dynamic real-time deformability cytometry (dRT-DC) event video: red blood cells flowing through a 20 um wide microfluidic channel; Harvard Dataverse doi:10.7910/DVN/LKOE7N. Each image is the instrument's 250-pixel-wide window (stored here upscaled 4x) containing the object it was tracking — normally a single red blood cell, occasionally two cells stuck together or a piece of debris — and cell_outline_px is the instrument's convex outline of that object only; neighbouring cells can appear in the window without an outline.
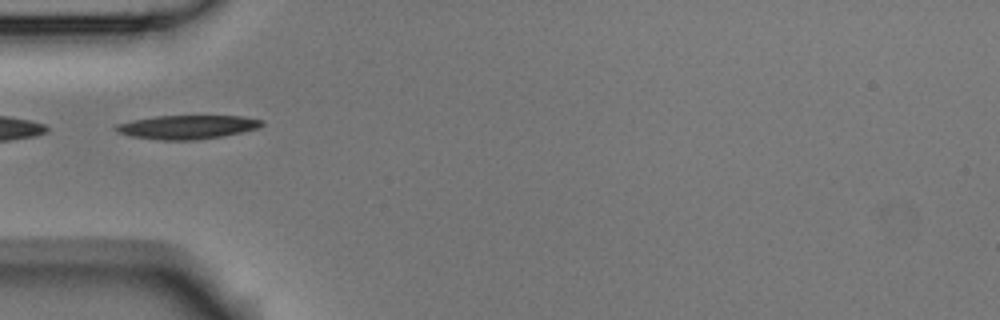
{"species": "Egyptian fruit bat (a non-hibernating species)", "species_latin": "Rousettus aegyptiacus", "temperature_condition": "room temperature", "stored_images_in_passage": 7, "camera_frame_rate_fps": 3000, "um_per_image_px": 0.085, "animal": {"sex": "male"}, "frame": {"image": 1, "passage_image": 5, "time_ms": 1.333, "image_size_px": [1000, 320], "cell_outline_px": [[264, 124], [256, 128], [240, 132], [220, 136], [196, 140], [160, 140], [128, 136], [116, 132], [112, 128], [116, 124], [132, 120], [156, 116], [240, 116], [264, 120]], "centroid_in_image_um": [15.83, 10.8], "position_along_channel_um": 69.2, "area_um2": 20.23}}
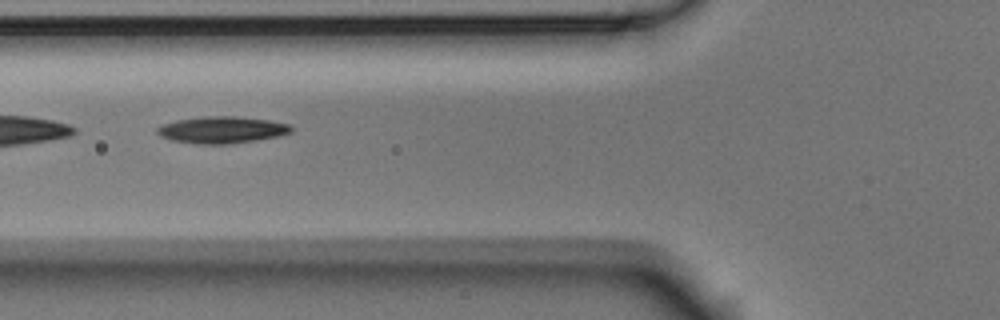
{"frame": {"image": 2, "passage_image": 6, "time_ms": 1.667, "image_size_px": [1000, 320], "cell_outline_px": [[292, 132], [280, 136], [256, 140], [228, 144], [200, 144], [172, 140], [160, 136], [156, 132], [156, 128], [164, 124], [176, 120], [204, 116], [236, 116], [268, 120], [288, 124], [292, 128]], "centroid_in_image_um": [18.86, 11.03], "position_along_channel_um": 106.9, "area_um2": 20.87}}
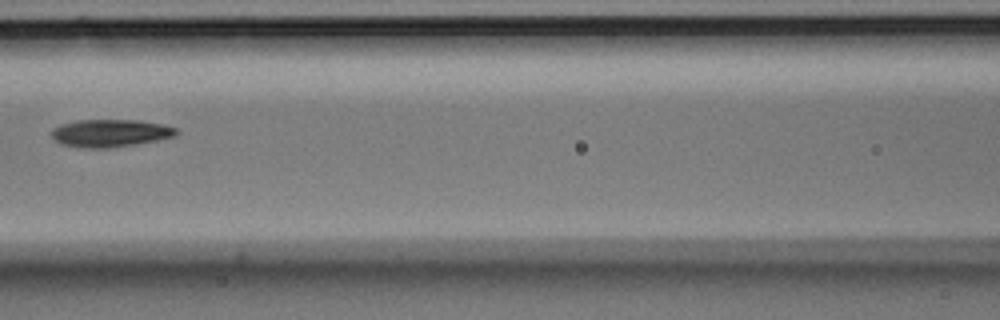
{"frame": {"image": 3, "passage_image": 7, "time_ms": 2.0, "image_size_px": [1000, 320], "cell_outline_px": [[180, 132], [172, 136], [156, 140], [136, 144], [108, 148], [80, 148], [60, 144], [52, 136], [52, 128], [60, 124], [76, 120], [140, 120], [164, 124], [176, 128]], "centroid_in_image_um": [9.35, 11.31], "position_along_channel_um": 157.3, "area_um2": 20.17}}